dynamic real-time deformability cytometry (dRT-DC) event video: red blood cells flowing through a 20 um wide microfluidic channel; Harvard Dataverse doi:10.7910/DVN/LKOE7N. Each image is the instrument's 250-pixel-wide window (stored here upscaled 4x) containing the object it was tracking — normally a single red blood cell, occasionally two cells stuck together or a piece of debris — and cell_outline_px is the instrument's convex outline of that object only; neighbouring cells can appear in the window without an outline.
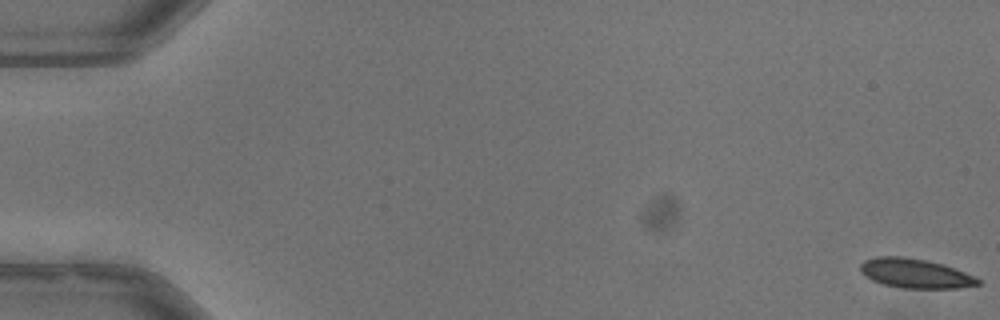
{"species": "common noctule bat (a hibernating species)", "species_latin": "Nyctalus noctula", "temperature_condition": "warm", "stored_images_in_passage": 55, "camera_frame_rate_fps": 3000, "um_per_image_px": 0.085, "animal": {"sex": "male", "body_mass_g": 13.3}, "frame": {"image": 1, "passage_image": 1, "time_ms": 0.0, "image_size_px": [1000, 320], "cell_outline_px": [[980, 284], [960, 288], [900, 288], [884, 284], [872, 280], [864, 276], [860, 272], [860, 264], [864, 260], [876, 256], [904, 256], [944, 264], [964, 272], [980, 280]], "centroid_in_image_um": [77.75, 23.23], "position_along_channel_um": 7.3, "area_um2": 20.17}}
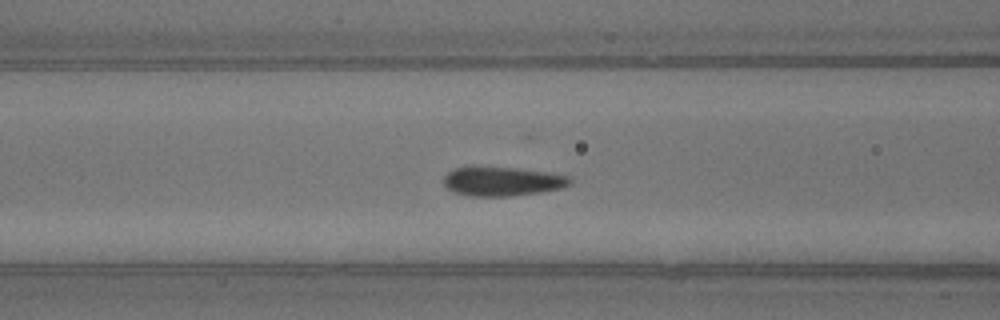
{"frame": {"image": 2, "passage_image": 23, "time_ms": 7.333, "image_size_px": [1000, 320], "cell_outline_px": [[572, 184], [564, 188], [540, 192], [512, 196], [468, 196], [452, 192], [444, 184], [444, 176], [448, 172], [456, 168], [472, 164], [516, 168], [544, 172], [568, 176], [572, 180]], "centroid_in_image_um": [42.65, 15.39], "position_along_channel_um": 123.9, "area_um2": 22.02}}
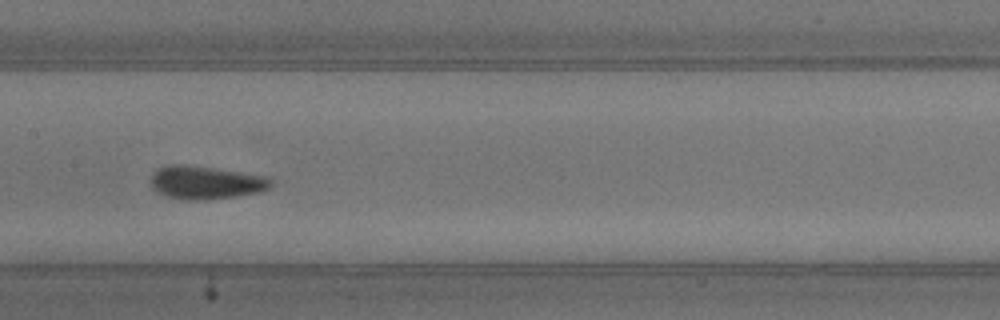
{"frame": {"image": 3, "passage_image": 28, "time_ms": 9.0, "image_size_px": [1000, 320], "cell_outline_px": [[272, 184], [268, 188], [260, 192], [236, 196], [200, 200], [188, 200], [164, 196], [156, 192], [152, 188], [148, 180], [152, 172], [156, 168], [168, 164], [188, 164], [272, 176]], "centroid_in_image_um": [17.45, 15.49], "position_along_channel_um": 190.0, "area_um2": 23.93}, "authors_computed_cell_mechanics": {"area_um2": 20.6924, "velocity_mm_per_s": 3.9545, "shape_relaxation_time_tau1_ms": 3.5033, "shape_relaxation_time_tau2_ms": null, "deformation_change_tau1": 0.1122, "deformation_change_tau2": null}}